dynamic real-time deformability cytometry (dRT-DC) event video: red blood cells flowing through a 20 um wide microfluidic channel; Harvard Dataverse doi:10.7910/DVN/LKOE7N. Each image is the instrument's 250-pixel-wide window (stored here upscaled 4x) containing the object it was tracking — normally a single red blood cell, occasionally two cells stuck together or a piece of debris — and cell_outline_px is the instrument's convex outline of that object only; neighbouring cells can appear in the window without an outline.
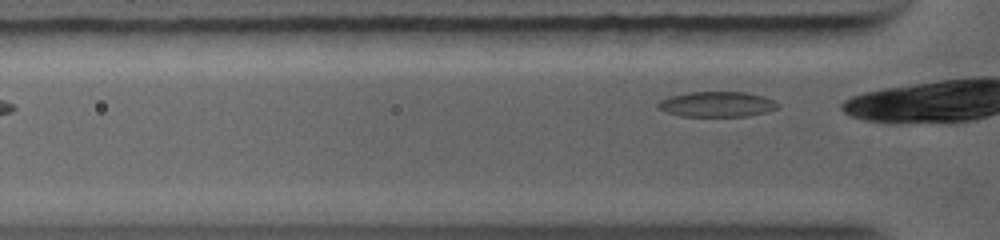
{"species": "common noctule bat (a hibernating species)", "species_latin": "Nyctalus noctula", "temperature_condition": "warm", "stored_images_in_passage": 10, "camera_frame_rate_fps": 5000, "um_per_image_px": 0.085, "animal": {"sex": "female", "body_mass_g": 19.0, "forearm_length_mm": 56.7}, "frame": {"image": 1, "passage_image": 2, "time_ms": 0.2, "image_size_px": [1000, 240], "cell_outline_px": [[780, 108], [768, 112], [748, 116], [680, 116], [668, 112], [660, 108], [656, 104], [660, 100], [668, 96], [688, 92], [744, 92], [764, 96], [780, 104]], "centroid_in_image_um": [60.97, 8.86], "position_along_channel_um": 64.8, "area_um2": 17.74}}
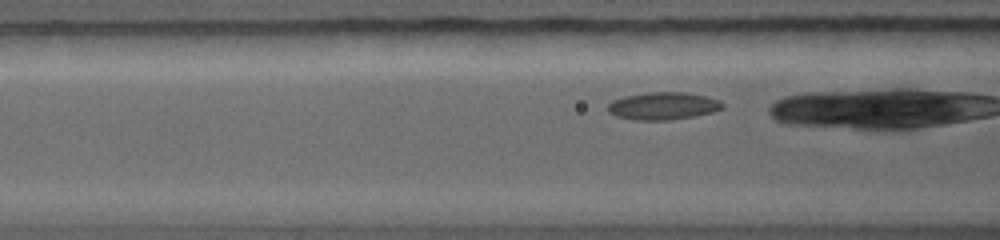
{"frame": {"image": 2, "passage_image": 6, "time_ms": 1.2, "image_size_px": [1000, 240], "cell_outline_px": [[724, 108], [712, 112], [672, 120], [636, 120], [616, 116], [608, 112], [608, 104], [612, 100], [624, 96], [648, 92], [688, 92], [720, 100], [724, 104]], "centroid_in_image_um": [56.36, 9.0], "position_along_channel_um": 110.2, "area_um2": 18.44}}
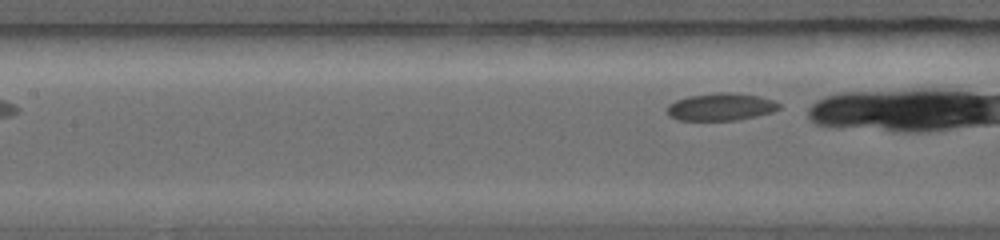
{"frame": {"image": 3, "passage_image": 9, "time_ms": 2.0, "image_size_px": [1000, 240], "cell_outline_px": [[780, 108], [772, 112], [756, 116], [736, 120], [676, 120], [668, 116], [668, 104], [676, 100], [688, 96], [716, 92], [732, 92], [760, 96], [772, 100], [780, 104]], "centroid_in_image_um": [61.26, 9.08], "position_along_channel_um": 146.1, "area_um2": 17.98}}